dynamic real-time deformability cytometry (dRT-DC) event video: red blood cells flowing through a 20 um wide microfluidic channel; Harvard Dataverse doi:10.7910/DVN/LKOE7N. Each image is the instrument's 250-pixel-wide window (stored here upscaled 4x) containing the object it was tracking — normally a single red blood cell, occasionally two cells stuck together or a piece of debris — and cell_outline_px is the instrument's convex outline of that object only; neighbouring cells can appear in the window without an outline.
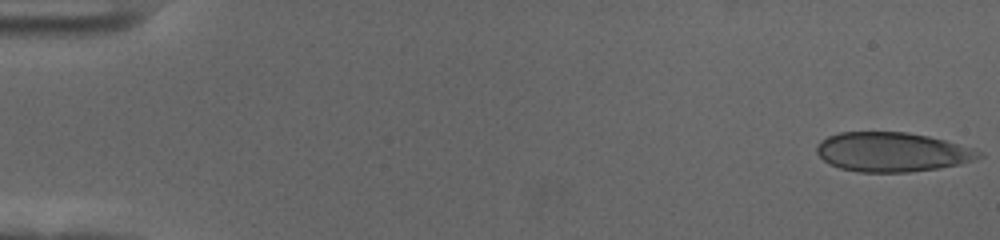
{"species": "human", "species_latin": "Homo sapiens", "temperature_condition": "cold", "stored_images_in_passage": 54, "camera_frame_rate_fps": 3000, "um_per_image_px": 0.085, "donor": {"sex": "female"}, "frame": {"image": 1, "passage_image": 1, "time_ms": 0.0, "image_size_px": [1000, 240], "cell_outline_px": [[984, 156], [972, 160], [940, 168], [908, 172], [860, 172], [840, 168], [828, 164], [816, 152], [816, 144], [820, 140], [828, 136], [840, 132], [908, 132], [928, 136], [944, 140], [980, 152]], "centroid_in_image_um": [75.74, 12.92], "position_along_channel_um": 9.3, "area_um2": 36.93}}
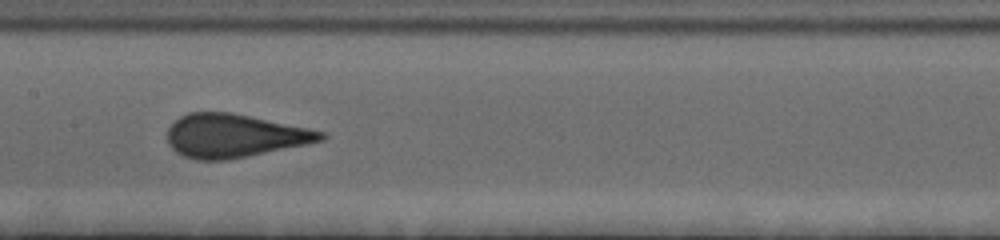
{"frame": {"image": 2, "passage_image": 29, "time_ms": 9.333, "image_size_px": [1000, 240], "cell_outline_px": [[328, 136], [324, 140], [228, 160], [196, 160], [184, 156], [176, 152], [168, 144], [168, 128], [180, 116], [188, 112], [232, 112], [308, 128], [324, 132]], "centroid_in_image_um": [19.89, 11.53], "position_along_channel_um": 187.5, "area_um2": 38.61}}
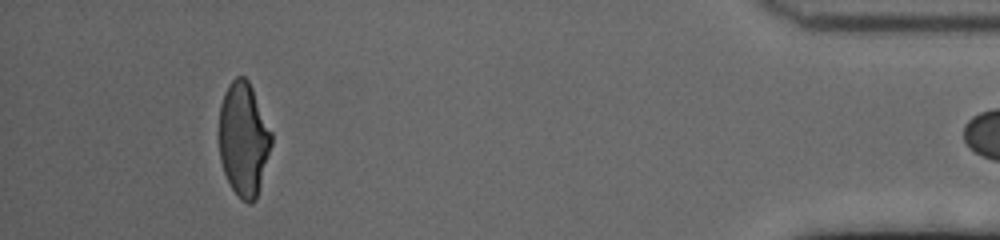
{"frame": {"image": 3, "passage_image": 53, "time_ms": 17.333, "image_size_px": [1000, 240], "cell_outline_px": [[272, 144], [260, 188], [256, 200], [252, 204], [248, 204], [240, 200], [232, 188], [224, 172], [220, 160], [220, 104], [224, 92], [228, 84], [236, 76], [244, 76], [248, 80], [252, 88], [272, 132]], "centroid_in_image_um": [20.72, 11.85], "position_along_channel_um": 414.5, "area_um2": 34.85}}